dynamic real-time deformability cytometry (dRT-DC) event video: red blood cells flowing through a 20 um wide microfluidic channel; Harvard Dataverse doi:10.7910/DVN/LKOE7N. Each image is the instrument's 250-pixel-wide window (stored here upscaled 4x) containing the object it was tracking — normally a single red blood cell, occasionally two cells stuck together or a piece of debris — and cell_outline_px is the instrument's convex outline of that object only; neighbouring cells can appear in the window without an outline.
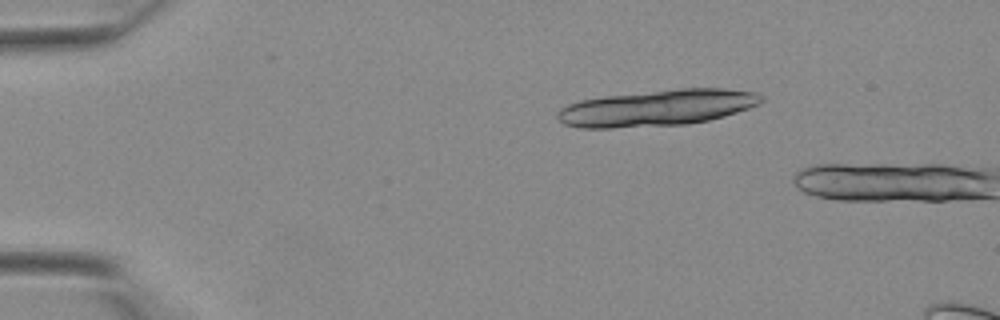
{"species": "Egyptian fruit bat (a non-hibernating species)", "species_latin": "Rousettus aegyptiacus", "temperature_condition": "warm", "stored_images_in_passage": 4, "camera_frame_rate_fps": 3000, "um_per_image_px": 0.085, "animal": {"sex": "female"}, "frame": {"image": 1, "passage_image": 1, "time_ms": 0.0, "image_size_px": [1000, 320], "cell_outline_px": [[736, 108], [728, 112], [716, 116], [700, 120], [624, 124], [592, 124], [676, 92], [732, 92]], "centroid_in_image_um": [57.56, 9.23], "position_along_channel_um": 27.4, "area_um2": 19.88}}